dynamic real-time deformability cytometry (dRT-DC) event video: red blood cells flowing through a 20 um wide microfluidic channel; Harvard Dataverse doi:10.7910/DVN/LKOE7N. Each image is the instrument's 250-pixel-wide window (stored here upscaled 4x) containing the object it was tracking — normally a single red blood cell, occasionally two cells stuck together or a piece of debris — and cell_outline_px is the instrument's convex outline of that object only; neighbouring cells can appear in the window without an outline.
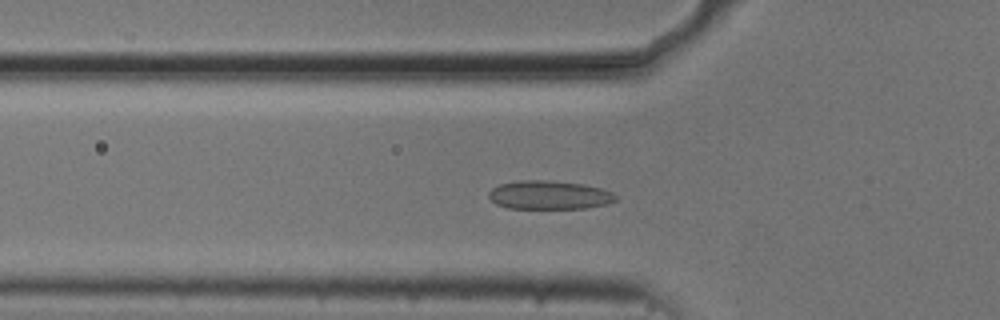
{"species": "common noctule bat (a hibernating species)", "species_latin": "Nyctalus noctula", "temperature_condition": "cold", "stored_images_in_passage": 42, "camera_frame_rate_fps": 3000, "um_per_image_px": 0.085, "animal": {"sex": "male", "body_mass_g": 20.5, "forearm_length_mm": 52.5}, "frame": {"image": 1, "passage_image": 6, "time_ms": 1.667, "image_size_px": [1000, 320], "cell_outline_px": [[616, 200], [608, 204], [584, 208], [508, 208], [496, 204], [488, 196], [488, 192], [492, 188], [500, 184], [520, 180], [548, 180], [584, 184], [600, 188], [612, 192], [616, 196]], "centroid_in_image_um": [46.68, 16.57], "position_along_channel_um": 79.1, "area_um2": 21.15}}
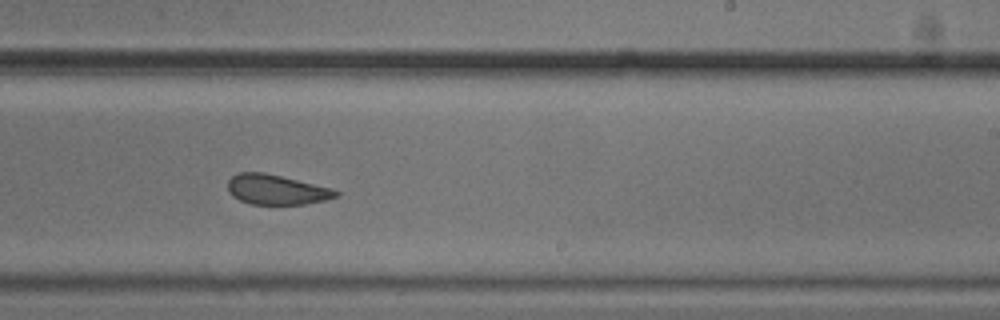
{"frame": {"image": 2, "passage_image": 21, "time_ms": 6.667, "image_size_px": [1000, 320], "cell_outline_px": [[340, 196], [324, 200], [304, 204], [252, 204], [240, 200], [232, 196], [228, 192], [228, 180], [232, 176], [240, 172], [264, 172], [332, 188], [340, 192]], "centroid_in_image_um": [23.5, 16.11], "position_along_channel_um": 265.5, "area_um2": 18.84}}
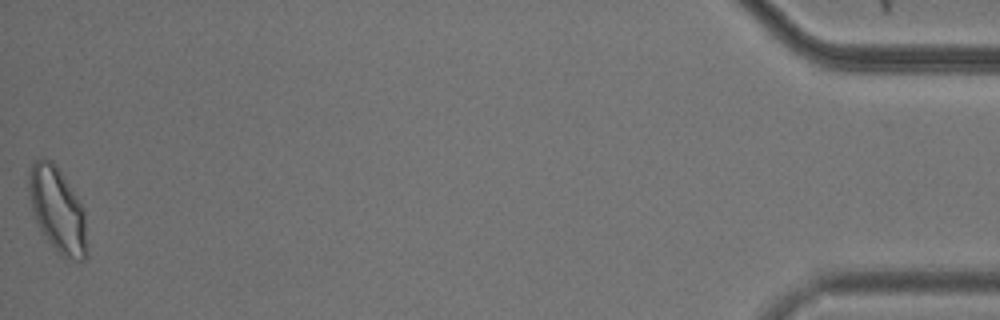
{"frame": {"image": 3, "passage_image": 42, "time_ms": 13.667, "image_size_px": [1000, 320], "cell_outline_px": [[88, 256], [84, 260], [76, 260], [60, 256], [48, 240], [40, 228], [36, 220], [32, 208], [28, 192], [28, 172], [32, 160], [44, 156], [52, 160], [56, 164], [76, 196], [84, 212], [88, 252]], "centroid_in_image_um": [4.87, 17.81], "position_along_channel_um": 430.3, "area_um2": 28.96}, "authors_computed_cell_mechanics": {"area_um2": 20.6924, "velocity_mm_per_s": 3.7135, "shape_relaxation_time_tau1_ms": 5.412, "shape_relaxation_time_tau2_ms": 1.7286, "deformation_change_tau1": 0.1076, "deformation_change_tau2": 0.0611}}